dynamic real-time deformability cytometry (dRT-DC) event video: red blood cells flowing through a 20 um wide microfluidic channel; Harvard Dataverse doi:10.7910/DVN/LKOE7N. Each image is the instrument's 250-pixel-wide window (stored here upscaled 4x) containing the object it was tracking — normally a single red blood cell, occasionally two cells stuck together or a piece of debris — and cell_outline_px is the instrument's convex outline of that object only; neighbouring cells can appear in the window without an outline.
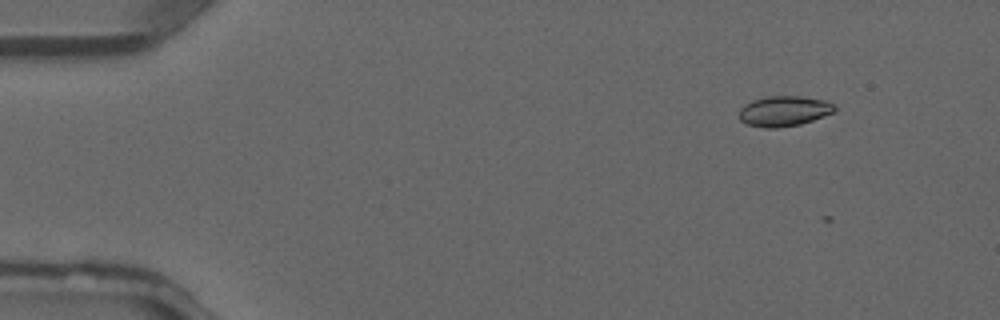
{"species": "common noctule bat (a hibernating species)", "species_latin": "Nyctalus noctula", "temperature_condition": "warm", "stored_images_in_passage": 2, "camera_frame_rate_fps": 3000, "um_per_image_px": 0.085, "animal": {"sex": "male", "forearm_length_mm": 52.5}, "frame": {"image": 1, "passage_image": 1, "time_ms": 0.0, "image_size_px": [1000, 320], "cell_outline_px": [[836, 108], [832, 112], [812, 120], [800, 124], [776, 128], [764, 128], [748, 124], [740, 120], [740, 108], [744, 104], [752, 100], [764, 96], [800, 96], [824, 100], [836, 104]], "centroid_in_image_um": [66.62, 9.43], "position_along_channel_um": 18.4, "area_um2": 16.82}}